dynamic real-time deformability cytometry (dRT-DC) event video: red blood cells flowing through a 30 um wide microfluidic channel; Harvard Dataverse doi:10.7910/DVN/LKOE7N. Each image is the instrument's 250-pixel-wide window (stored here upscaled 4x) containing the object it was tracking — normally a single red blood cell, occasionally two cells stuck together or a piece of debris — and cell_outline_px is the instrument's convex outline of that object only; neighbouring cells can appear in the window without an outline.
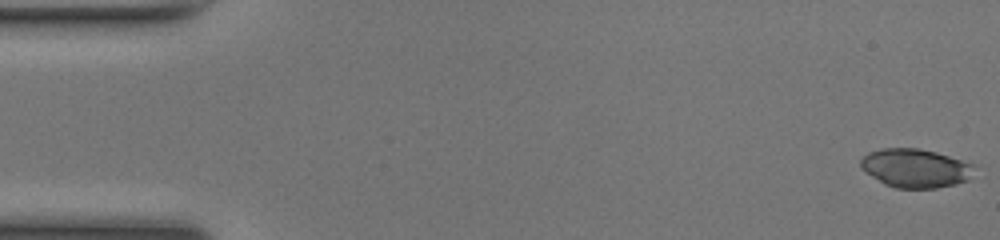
{"species": "common noctule bat (a hibernating species)", "species_latin": "Nyctalus noctula", "temperature_condition": "room temperature", "stored_images_in_passage": 49, "camera_frame_rate_fps": 3000, "um_per_image_px": 0.085, "animal": {"sex": "female", "body_mass_g": 17.0, "forearm_length_mm": 48.0}, "frame": {"image": 1, "passage_image": 1, "time_ms": 0.0, "image_size_px": [1000, 240], "cell_outline_px": [[972, 164], [968, 180], [956, 184], [936, 188], [896, 188], [884, 184], [860, 168], [860, 160], [868, 152], [880, 148], [920, 148], [936, 152]], "centroid_in_image_um": [77.74, 14.29], "position_along_channel_um": 7.3, "area_um2": 25.37}}
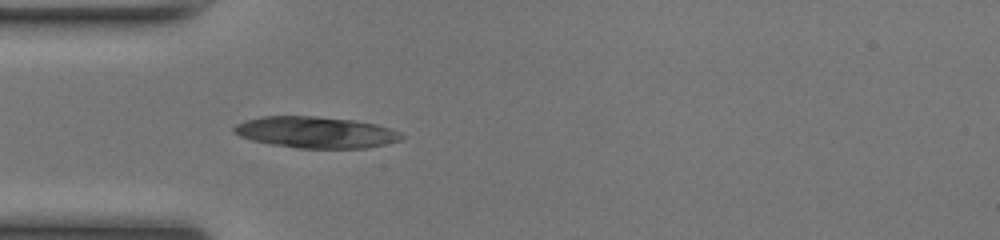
{"frame": {"image": 2, "passage_image": 15, "time_ms": 4.667, "image_size_px": [1000, 240], "cell_outline_px": [[408, 136], [400, 140], [368, 148], [296, 148], [268, 144], [252, 140], [240, 136], [232, 132], [232, 128], [236, 124], [244, 120], [260, 116], [316, 116], [352, 120], [376, 124], [400, 132]], "centroid_in_image_um": [26.81, 11.25], "position_along_channel_um": 58.2, "area_um2": 30.87}}
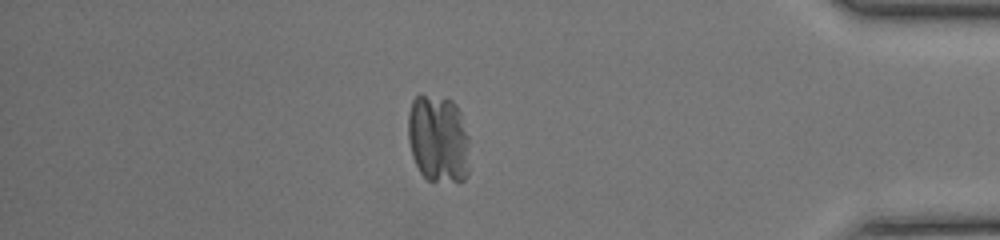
{"frame": {"image": 3, "passage_image": 42, "time_ms": 13.667, "image_size_px": [1000, 240], "cell_outline_px": [[468, 176], [464, 180], [428, 180], [420, 172], [412, 156], [408, 140], [408, 112], [412, 100], [416, 96], [424, 96], [452, 100], [456, 104], [460, 112], [468, 136]], "centroid_in_image_um": [37.24, 11.8], "position_along_channel_um": 398.0, "area_um2": 31.39}}